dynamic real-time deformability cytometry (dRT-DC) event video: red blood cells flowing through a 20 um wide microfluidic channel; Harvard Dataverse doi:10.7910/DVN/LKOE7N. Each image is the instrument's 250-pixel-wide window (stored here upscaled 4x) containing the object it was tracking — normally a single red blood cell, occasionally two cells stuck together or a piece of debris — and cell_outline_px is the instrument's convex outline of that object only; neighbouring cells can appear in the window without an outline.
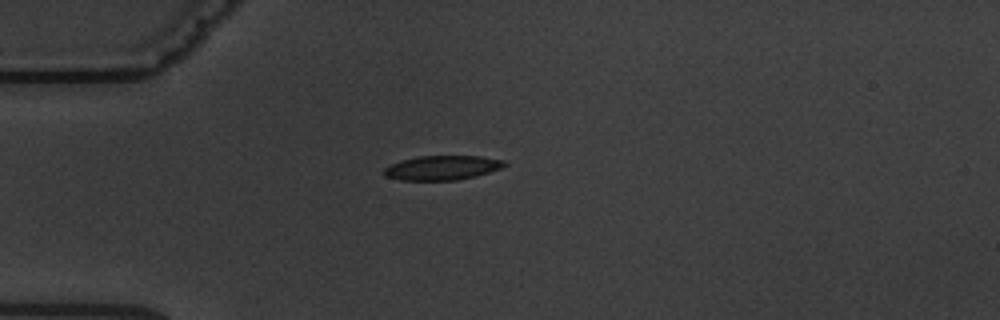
{"species": "common noctule bat (a hibernating species)", "species_latin": "Nyctalus noctula", "temperature_condition": "warm", "stored_images_in_passage": 8, "camera_frame_rate_fps": 3000, "um_per_image_px": 0.085, "animal": {"sex": "male", "body_mass_g": 19.5, "forearm_length_mm": 54.6}, "frame": {"image": 1, "passage_image": 1, "time_ms": 0.0, "image_size_px": [1000, 320], "cell_outline_px": [[508, 164], [500, 168], [476, 176], [456, 180], [400, 180], [384, 176], [384, 168], [400, 160], [416, 156], [480, 156], [504, 160]], "centroid_in_image_um": [37.57, 14.25], "position_along_channel_um": 47.4, "area_um2": 17.11}}
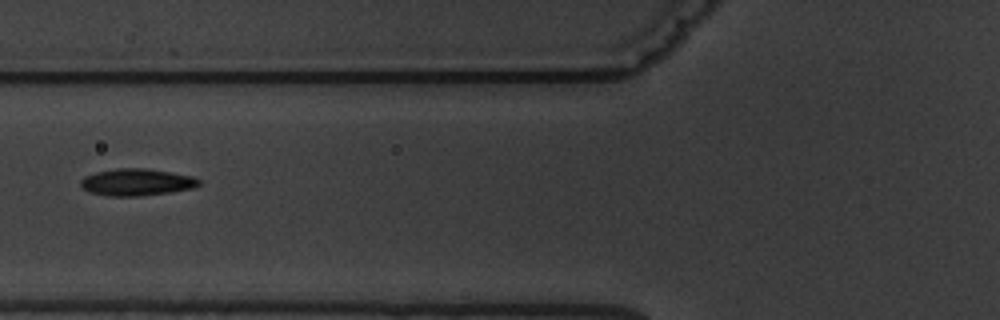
{"frame": {"image": 2, "passage_image": 3, "time_ms": 2.333, "image_size_px": [1000, 320], "cell_outline_px": [[200, 184], [192, 188], [168, 192], [140, 196], [108, 196], [88, 192], [80, 184], [80, 180], [84, 176], [96, 172], [116, 168], [144, 168], [172, 172], [192, 176], [200, 180]], "centroid_in_image_um": [11.58, 15.48], "position_along_channel_um": 114.2, "area_um2": 18.55}}
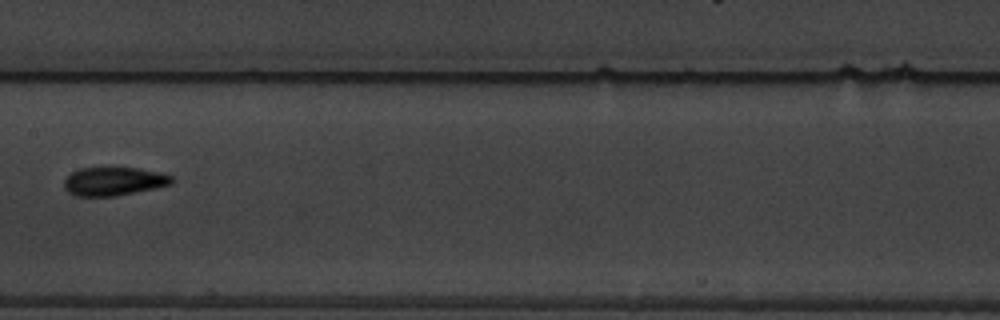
{"frame": {"image": 3, "passage_image": 5, "time_ms": 4.667, "image_size_px": [1000, 320], "cell_outline_px": [[176, 180], [172, 184], [156, 188], [116, 196], [76, 196], [68, 192], [64, 188], [64, 180], [72, 172], [80, 168], [140, 168], [160, 172], [172, 176]], "centroid_in_image_um": [9.71, 15.41], "position_along_channel_um": 197.7, "area_um2": 17.98}}